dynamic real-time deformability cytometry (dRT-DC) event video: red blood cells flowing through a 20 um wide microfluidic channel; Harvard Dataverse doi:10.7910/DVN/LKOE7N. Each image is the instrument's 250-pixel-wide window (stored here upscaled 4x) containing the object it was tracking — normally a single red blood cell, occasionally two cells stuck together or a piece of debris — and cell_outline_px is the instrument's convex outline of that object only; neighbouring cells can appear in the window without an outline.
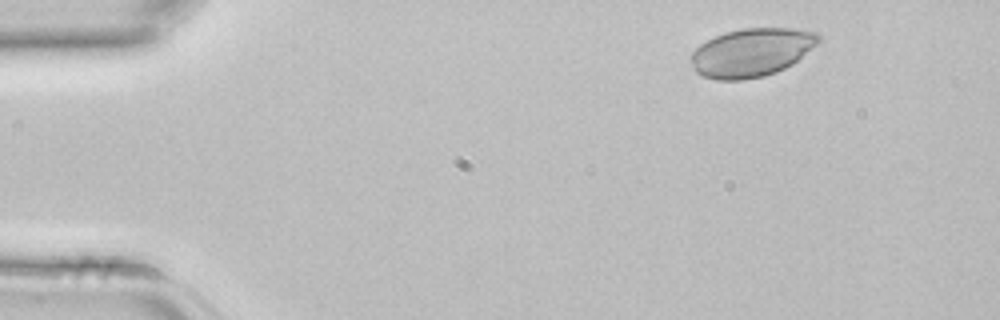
{"species": "common noctule bat (a hibernating species)", "species_latin": "Nyctalus noctula", "temperature_condition": "room temperature", "stored_images_in_passage": 3, "camera_frame_rate_fps": 3000, "um_per_image_px": 0.085, "animal": {"sex": "female", "body_mass_g": 22.7, "forearm_length_mm": 54.2}, "frame": {"image": 1, "passage_image": 1, "time_ms": 0.0, "image_size_px": [1000, 320], "cell_outline_px": [[820, 40], [816, 44], [792, 64], [776, 72], [764, 76], [744, 80], [716, 80], [700, 76], [696, 72], [692, 64], [692, 52], [700, 44], [716, 36], [740, 28], [792, 28], [816, 32], [820, 36]], "centroid_in_image_um": [63.87, 4.47], "position_along_channel_um": 21.1, "area_um2": 35.78}}